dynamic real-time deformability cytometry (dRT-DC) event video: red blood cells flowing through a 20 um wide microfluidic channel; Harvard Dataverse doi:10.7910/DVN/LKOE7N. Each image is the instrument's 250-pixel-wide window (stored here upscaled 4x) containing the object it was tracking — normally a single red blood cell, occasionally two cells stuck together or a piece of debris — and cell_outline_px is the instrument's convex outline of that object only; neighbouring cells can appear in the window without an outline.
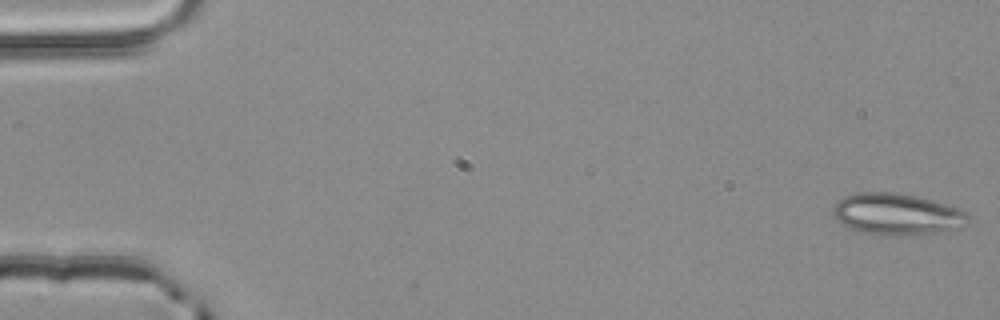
{"species": "common noctule bat (a hibernating species)", "species_latin": "Nyctalus noctula", "temperature_condition": "room temperature", "stored_images_in_passage": 4, "camera_frame_rate_fps": 3000, "um_per_image_px": 0.085, "animal": {"sex": "male", "body_mass_g": 20.4}, "frame": {"image": 1, "passage_image": 1, "time_ms": 0.0, "image_size_px": [1000, 320], "cell_outline_px": [[968, 216], [960, 228], [936, 232], [900, 236], [876, 236], [840, 224], [836, 220], [832, 212], [832, 208], [844, 196], [856, 192], [896, 192], [916, 196], [960, 208], [968, 212]], "centroid_in_image_um": [76.19, 18.21], "position_along_channel_um": 8.8, "area_um2": 32.77}}